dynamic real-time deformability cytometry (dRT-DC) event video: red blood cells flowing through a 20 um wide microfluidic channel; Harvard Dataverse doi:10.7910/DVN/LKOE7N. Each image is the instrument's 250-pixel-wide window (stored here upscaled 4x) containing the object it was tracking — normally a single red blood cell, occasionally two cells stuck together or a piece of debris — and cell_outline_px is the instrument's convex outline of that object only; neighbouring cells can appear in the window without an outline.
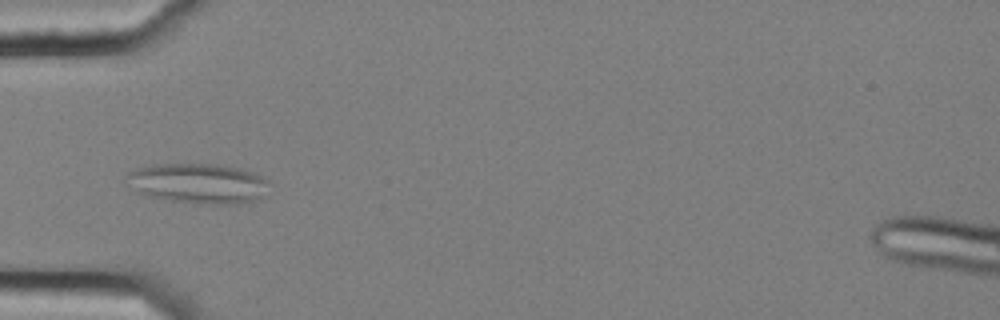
{"species": "common noctule bat (a hibernating species)", "species_latin": "Nyctalus noctula", "temperature_condition": "cold", "stored_images_in_passage": 7, "camera_frame_rate_fps": 3000, "um_per_image_px": 0.085, "animal": {"sex": "female", "body_mass_g": 25.1}, "frame": {"image": 1, "passage_image": 6, "time_ms": 1.667, "image_size_px": [1000, 320], "cell_outline_px": [[268, 196], [260, 200], [236, 204], [208, 204], [168, 200], [148, 196], [136, 192], [124, 176], [128, 172], [140, 168], [156, 164], [216, 164], [240, 168], [252, 172], [268, 180]], "centroid_in_image_um": [16.91, 15.6], "position_along_channel_um": 68.1, "area_um2": 33.58}}